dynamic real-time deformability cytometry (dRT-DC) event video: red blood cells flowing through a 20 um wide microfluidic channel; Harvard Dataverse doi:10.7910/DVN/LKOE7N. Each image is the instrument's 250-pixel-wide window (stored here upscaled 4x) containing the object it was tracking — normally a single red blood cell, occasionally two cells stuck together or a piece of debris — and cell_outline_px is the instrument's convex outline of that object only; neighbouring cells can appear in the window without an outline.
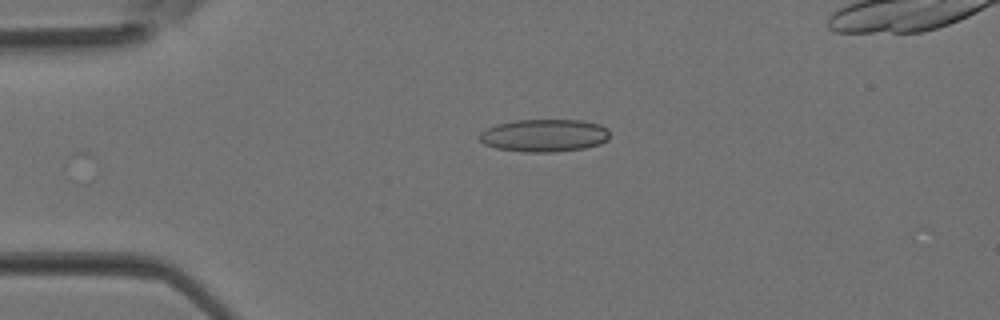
{"species": "Egyptian fruit bat (a non-hibernating species)", "species_latin": "Rousettus aegyptiacus", "temperature_condition": "room temperature", "stored_images_in_passage": 2, "camera_frame_rate_fps": 3000, "um_per_image_px": 0.085, "animal": {"sex": "female"}, "frame": {"image": 1, "passage_image": 2, "time_ms": 0.333, "image_size_px": [1000, 320], "cell_outline_px": [[608, 140], [600, 144], [584, 148], [552, 152], [528, 152], [496, 148], [484, 144], [476, 136], [480, 132], [496, 124], [516, 120], [580, 120], [600, 124], [608, 128]], "centroid_in_image_um": [46.25, 11.51], "position_along_channel_um": 38.7, "area_um2": 24.85}}